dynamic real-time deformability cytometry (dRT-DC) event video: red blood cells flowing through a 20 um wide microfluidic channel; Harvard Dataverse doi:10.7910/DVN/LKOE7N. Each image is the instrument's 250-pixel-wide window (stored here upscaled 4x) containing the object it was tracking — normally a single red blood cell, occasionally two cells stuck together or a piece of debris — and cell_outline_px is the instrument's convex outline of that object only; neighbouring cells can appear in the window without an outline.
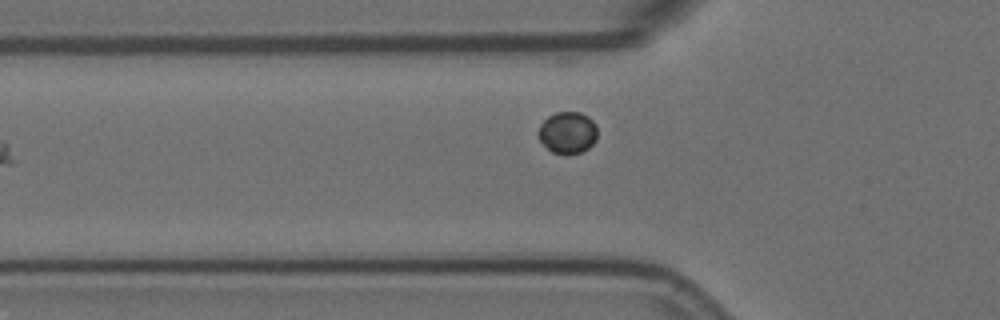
{"species": "Egyptian fruit bat (a non-hibernating species)", "species_latin": "Rousettus aegyptiacus", "temperature_condition": "room temperature", "stored_images_in_passage": 6, "camera_frame_rate_fps": 3000, "um_per_image_px": 0.085, "animal": {"sex": "female"}, "frame": {"image": 1, "passage_image": 6, "time_ms": 1.667, "image_size_px": [1000, 320], "cell_outline_px": [[596, 140], [588, 148], [580, 152], [552, 152], [540, 140], [536, 132], [540, 124], [548, 116], [556, 112], [580, 112], [588, 116], [596, 124]], "centroid_in_image_um": [48.23, 11.23], "position_along_channel_um": 77.6, "area_um2": 14.16}}